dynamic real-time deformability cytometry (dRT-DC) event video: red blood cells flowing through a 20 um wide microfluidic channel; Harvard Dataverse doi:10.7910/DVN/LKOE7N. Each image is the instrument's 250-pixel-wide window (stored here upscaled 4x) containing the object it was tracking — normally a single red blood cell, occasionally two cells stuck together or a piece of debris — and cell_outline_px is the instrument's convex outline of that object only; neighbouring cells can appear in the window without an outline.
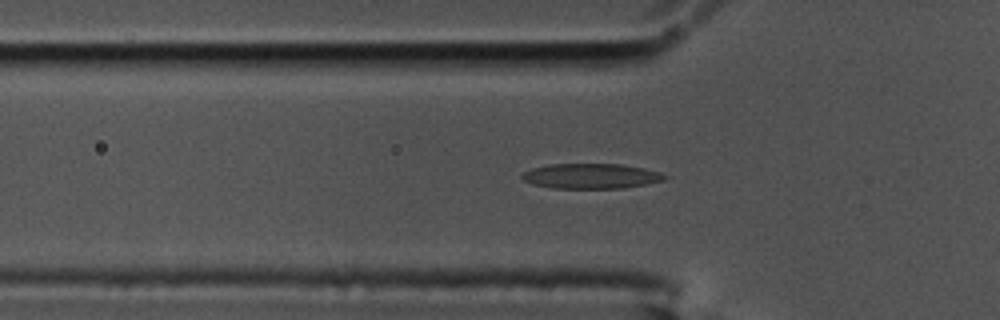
{"species": "common noctule bat (a hibernating species)", "species_latin": "Nyctalus noctula", "temperature_condition": "cold", "stored_images_in_passage": 44, "camera_frame_rate_fps": 3000, "um_per_image_px": 0.085, "animal": {"sex": "male", "body_mass_g": 17.5, "forearm_length_mm": 52.3}, "frame": {"image": 1, "passage_image": 10, "time_ms": 3.0, "image_size_px": [1000, 320], "cell_outline_px": [[668, 176], [664, 180], [648, 184], [624, 188], [552, 188], [532, 184], [524, 180], [520, 176], [524, 172], [532, 168], [548, 164], [620, 164], [644, 168], [660, 172]], "centroid_in_image_um": [50.25, 14.97], "position_along_channel_um": 75.6, "area_um2": 20.92}}
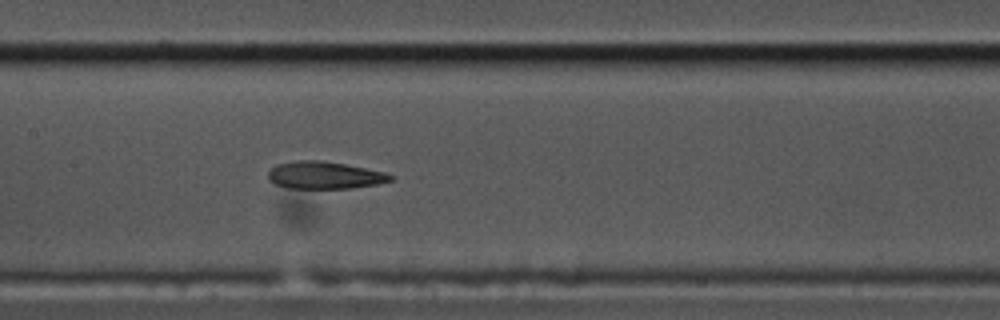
{"frame": {"image": 2, "passage_image": 19, "time_ms": 6.0, "image_size_px": [1000, 320], "cell_outline_px": [[396, 180], [376, 184], [352, 188], [284, 188], [268, 180], [268, 172], [276, 164], [296, 160], [320, 160], [344, 164], [384, 172], [396, 176]], "centroid_in_image_um": [27.59, 14.9], "position_along_channel_um": 179.8, "area_um2": 19.59}}
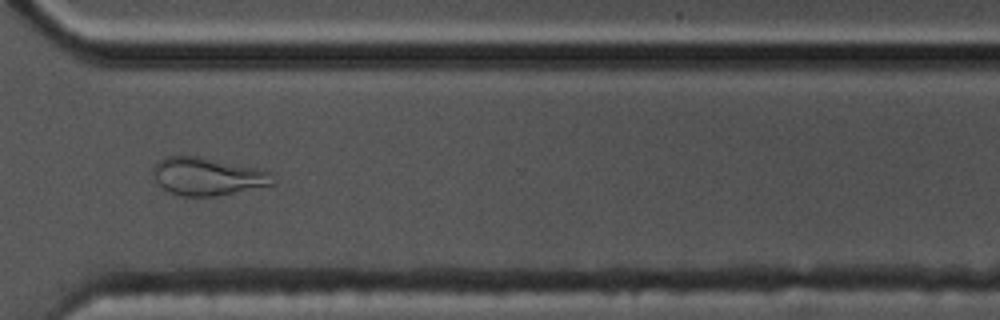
{"frame": {"image": 3, "passage_image": 34, "time_ms": 11.0, "image_size_px": [1000, 320], "cell_outline_px": [[276, 184], [216, 196], [180, 196], [168, 192], [152, 176], [152, 168], [164, 156], [200, 156], [256, 168], [268, 172]], "centroid_in_image_um": [17.59, 15.0], "position_along_channel_um": 353.0, "area_um2": 26.24}, "authors_computed_cell_mechanics": {"area_um2": 20.3745, "velocity_mm_per_s": 3.4654, "shape_relaxation_time_tau1_ms": null, "shape_relaxation_time_tau2_ms": 2.2809, "deformation_change_tau1": null, "deformation_change_tau2": 0.1087}}